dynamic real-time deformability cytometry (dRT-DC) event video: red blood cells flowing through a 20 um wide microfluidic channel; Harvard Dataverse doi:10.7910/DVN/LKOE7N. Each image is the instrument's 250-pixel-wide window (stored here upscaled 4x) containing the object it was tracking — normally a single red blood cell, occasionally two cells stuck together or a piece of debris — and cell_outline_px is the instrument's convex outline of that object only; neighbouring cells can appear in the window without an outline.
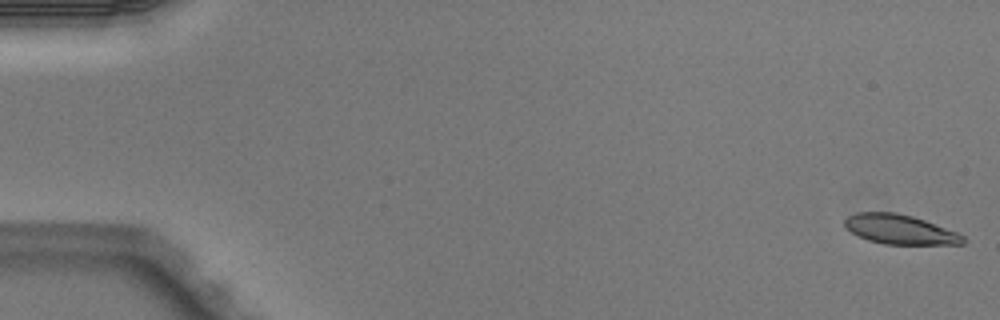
{"species": "Egyptian fruit bat (a non-hibernating species)", "species_latin": "Rousettus aegyptiacus", "temperature_condition": "warm", "stored_images_in_passage": 5, "camera_frame_rate_fps": 3000, "um_per_image_px": 0.085, "animal": {"sex": "male"}, "frame": {"image": 1, "passage_image": 1, "time_ms": 0.0, "image_size_px": [1000, 320], "cell_outline_px": [[968, 240], [964, 244], [884, 244], [868, 240], [852, 232], [844, 224], [844, 220], [848, 216], [856, 212], [896, 212], [912, 216], [924, 220], [956, 232], [964, 236]], "centroid_in_image_um": [76.51, 19.5], "position_along_channel_um": 8.5, "area_um2": 20.23}}
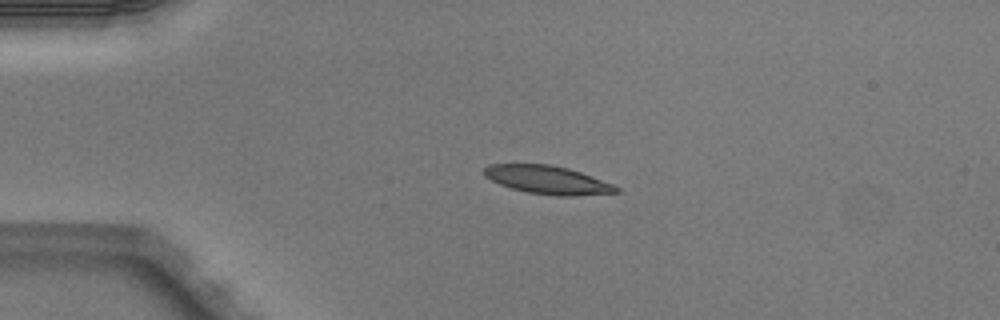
{"frame": {"image": 2, "passage_image": 4, "time_ms": 1.0, "image_size_px": [1000, 320], "cell_outline_px": [[620, 192], [572, 196], [556, 196], [528, 192], [512, 188], [500, 184], [484, 176], [484, 168], [488, 164], [548, 164], [568, 168], [592, 176], [612, 184], [620, 188]], "centroid_in_image_um": [46.55, 15.29], "position_along_channel_um": 38.5, "area_um2": 21.62}}